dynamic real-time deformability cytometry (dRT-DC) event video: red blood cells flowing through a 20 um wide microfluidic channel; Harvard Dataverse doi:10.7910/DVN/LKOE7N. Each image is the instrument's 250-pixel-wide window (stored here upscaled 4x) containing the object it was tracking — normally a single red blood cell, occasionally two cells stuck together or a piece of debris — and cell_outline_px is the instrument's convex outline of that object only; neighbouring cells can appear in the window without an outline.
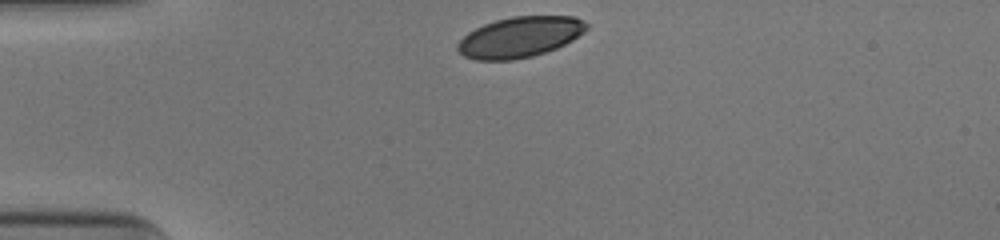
{"species": "human", "species_latin": "Homo sapiens", "temperature_condition": "cold", "stored_images_in_passage": 30, "camera_frame_rate_fps": 3000, "um_per_image_px": 0.085, "donor": {"sex": "male"}, "frame": {"image": 1, "passage_image": 1, "time_ms": 0.0, "image_size_px": [1000, 240], "cell_outline_px": [[588, 28], [584, 32], [572, 40], [556, 48], [532, 56], [512, 60], [476, 60], [464, 56], [456, 48], [456, 44], [468, 32], [484, 24], [496, 20], [512, 16], [576, 16], [584, 20], [588, 24]], "centroid_in_image_um": [44.19, 3.14], "position_along_channel_um": 40.8, "area_um2": 30.52}}
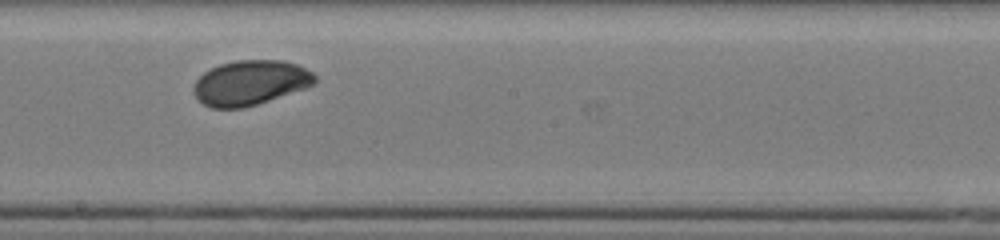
{"frame": {"image": 2, "passage_image": 18, "time_ms": 5.667, "image_size_px": [1000, 240], "cell_outline_px": [[316, 80], [312, 84], [304, 88], [244, 108], [212, 108], [204, 104], [192, 92], [192, 88], [196, 80], [204, 72], [220, 64], [236, 60], [280, 60], [296, 64], [312, 72], [316, 76]], "centroid_in_image_um": [21.24, 7.03], "position_along_channel_um": 227.0, "area_um2": 31.33}}
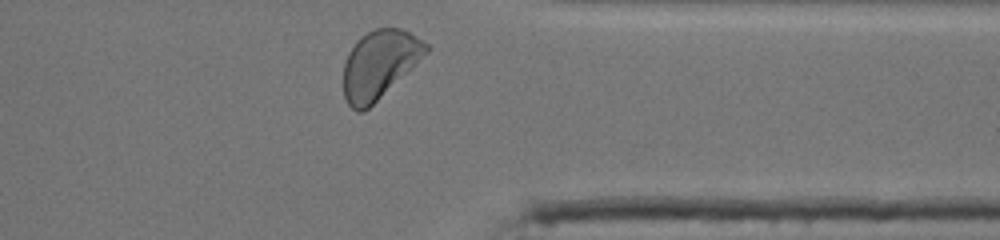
{"frame": {"image": 3, "passage_image": 30, "time_ms": 9.667, "image_size_px": [1000, 240], "cell_outline_px": [[428, 52], [412, 68], [364, 112], [356, 112], [348, 104], [344, 96], [344, 64], [348, 52], [356, 40], [360, 36], [376, 28], [400, 28], [424, 40], [428, 44]], "centroid_in_image_um": [32.24, 5.47], "position_along_channel_um": 379.2, "area_um2": 32.66}, "authors_computed_cell_mechanics": {"area_um2": 31.7033, "velocity_mm_per_s": 3.914, "shape_relaxation_time_tau1_ms": 1.6336, "shape_relaxation_time_tau2_ms": null, "deformation_change_tau1": 0.1057, "deformation_change_tau2": null}}